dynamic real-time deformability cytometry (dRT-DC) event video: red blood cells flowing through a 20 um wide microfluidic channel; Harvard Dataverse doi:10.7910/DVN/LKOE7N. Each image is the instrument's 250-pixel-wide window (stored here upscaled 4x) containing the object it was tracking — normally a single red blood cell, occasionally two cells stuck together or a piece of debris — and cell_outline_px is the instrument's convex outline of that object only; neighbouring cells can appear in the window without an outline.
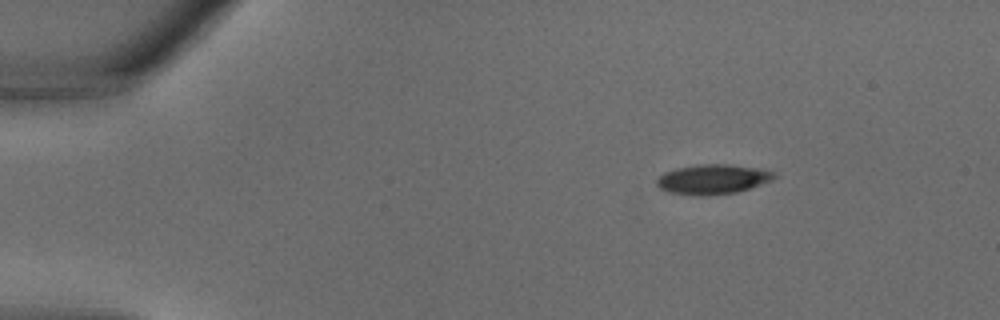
{"species": "common noctule bat (a hibernating species)", "species_latin": "Nyctalus noctula", "temperature_condition": "warm", "stored_images_in_passage": 30, "camera_frame_rate_fps": 3000, "um_per_image_px": 0.085, "animal": {"sex": "male", "body_mass_g": 18.8}, "frame": {"image": 1, "passage_image": 1, "time_ms": 0.0, "image_size_px": [1000, 320], "cell_outline_px": [[776, 176], [772, 180], [736, 192], [704, 196], [696, 196], [668, 192], [660, 188], [656, 184], [656, 180], [664, 172], [676, 168], [696, 164], [728, 164], [760, 168], [776, 172]], "centroid_in_image_um": [60.56, 15.23], "position_along_channel_um": 24.4, "area_um2": 20.46}}
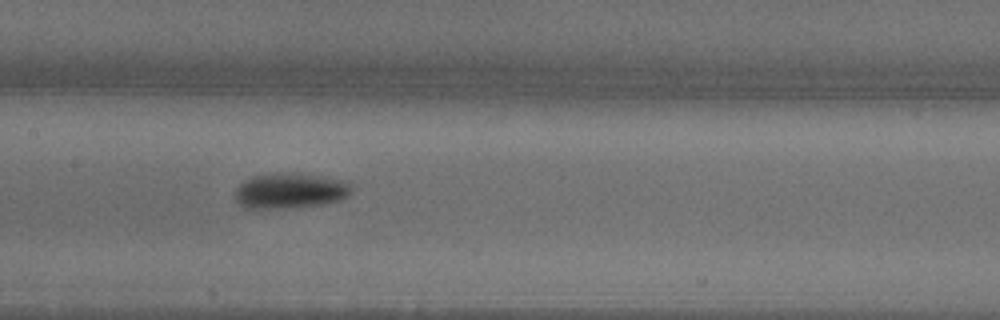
{"frame": {"image": 2, "passage_image": 13, "time_ms": 4.0, "image_size_px": [1000, 320], "cell_outline_px": [[352, 192], [348, 196], [340, 200], [324, 204], [288, 208], [248, 208], [240, 204], [236, 200], [236, 188], [244, 180], [252, 176], [272, 172], [292, 172], [348, 180], [352, 184]], "centroid_in_image_um": [24.71, 16.19], "position_along_channel_um": 182.7, "area_um2": 24.45}}
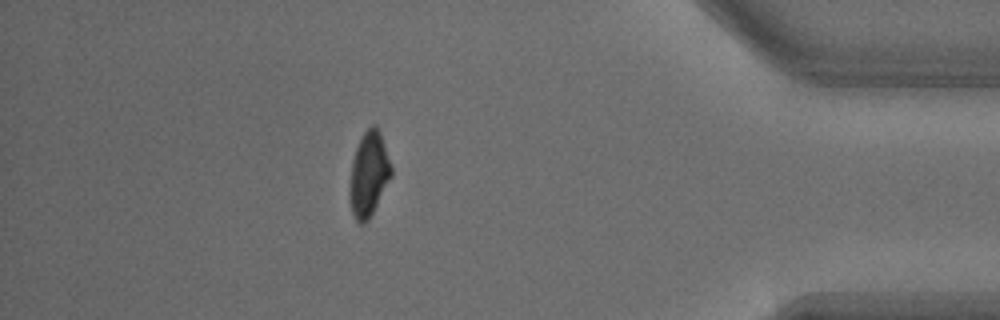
{"frame": {"image": 3, "passage_image": 26, "time_ms": 8.333, "image_size_px": [1000, 320], "cell_outline_px": [[392, 176], [368, 220], [364, 224], [360, 224], [356, 220], [352, 212], [352, 160], [356, 148], [364, 132], [372, 124], [376, 124], [380, 132], [392, 168]], "centroid_in_image_um": [31.39, 14.77], "position_along_channel_um": 403.8, "area_um2": 19.65}}